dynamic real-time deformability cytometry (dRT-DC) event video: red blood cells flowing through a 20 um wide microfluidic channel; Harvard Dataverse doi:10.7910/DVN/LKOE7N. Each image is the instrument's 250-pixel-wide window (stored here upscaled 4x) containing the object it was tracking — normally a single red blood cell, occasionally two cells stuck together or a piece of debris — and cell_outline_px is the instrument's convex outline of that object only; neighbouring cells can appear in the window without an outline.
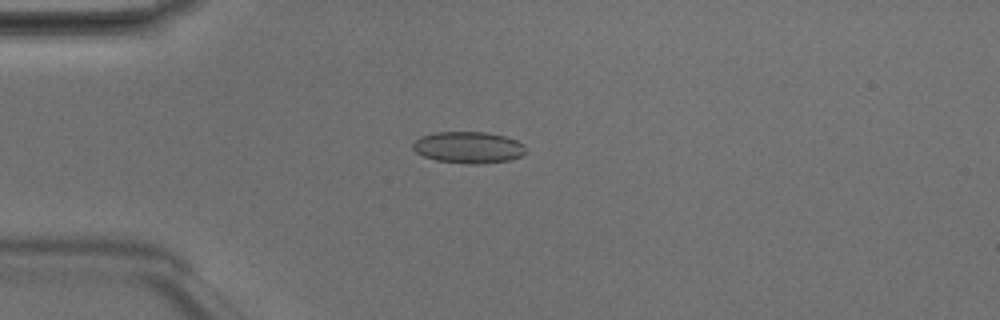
{"species": "Egyptian fruit bat (a non-hibernating species)", "species_latin": "Rousettus aegyptiacus", "temperature_condition": "room temperature", "stored_images_in_passage": 38, "camera_frame_rate_fps": 3000, "um_per_image_px": 0.085, "animal": {"sex": "male"}, "frame": {"image": 1, "passage_image": 2, "time_ms": 0.333, "image_size_px": [1000, 320], "cell_outline_px": [[524, 152], [520, 156], [508, 160], [480, 164], [468, 164], [436, 160], [424, 156], [416, 152], [412, 148], [412, 144], [420, 136], [436, 132], [484, 132], [504, 136], [516, 140], [524, 144]], "centroid_in_image_um": [39.78, 12.53], "position_along_channel_um": 45.2, "area_um2": 20.63}}
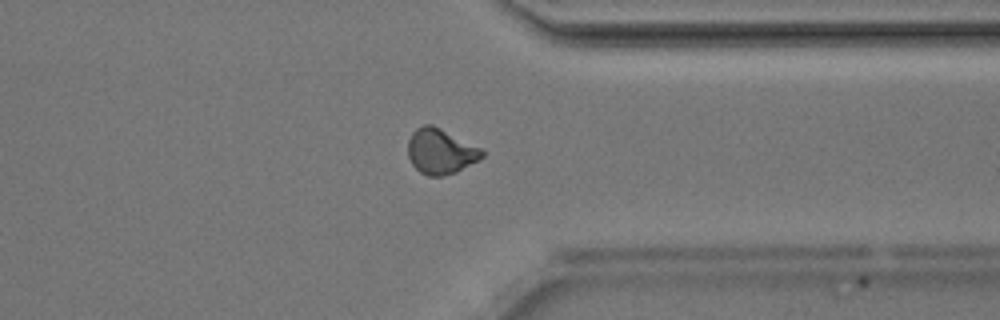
{"frame": {"image": 2, "passage_image": 27, "time_ms": 8.667, "image_size_px": [1000, 320], "cell_outline_px": [[484, 156], [480, 160], [456, 172], [440, 176], [428, 176], [420, 172], [412, 164], [408, 156], [408, 140], [412, 132], [416, 128], [424, 124], [432, 124], [484, 148]], "centroid_in_image_um": [37.48, 12.85], "position_along_channel_um": 373.9, "area_um2": 19.88}}
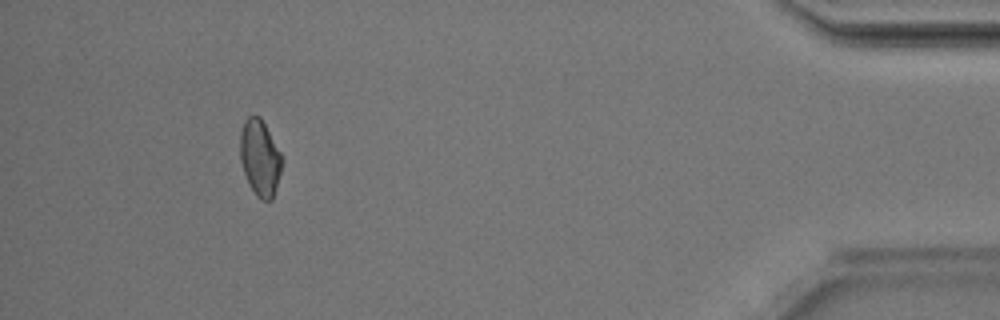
{"frame": {"image": 3, "passage_image": 34, "time_ms": 11.0, "image_size_px": [1000, 320], "cell_outline_px": [[284, 160], [272, 200], [260, 200], [256, 196], [248, 184], [240, 160], [240, 132], [244, 120], [248, 116], [260, 116], [280, 152]], "centroid_in_image_um": [22.09, 13.43], "position_along_channel_um": 413.1, "area_um2": 18.61}, "authors_computed_cell_mechanics": {"area_um2": 19.4208, "velocity_mm_per_s": 4.2013, "shape_relaxation_time_tau1_ms": 9.2754, "shape_relaxation_time_tau2_ms": 2.5148, "deformation_change_tau1": 0.1312, "deformation_change_tau2": 0.0713}}